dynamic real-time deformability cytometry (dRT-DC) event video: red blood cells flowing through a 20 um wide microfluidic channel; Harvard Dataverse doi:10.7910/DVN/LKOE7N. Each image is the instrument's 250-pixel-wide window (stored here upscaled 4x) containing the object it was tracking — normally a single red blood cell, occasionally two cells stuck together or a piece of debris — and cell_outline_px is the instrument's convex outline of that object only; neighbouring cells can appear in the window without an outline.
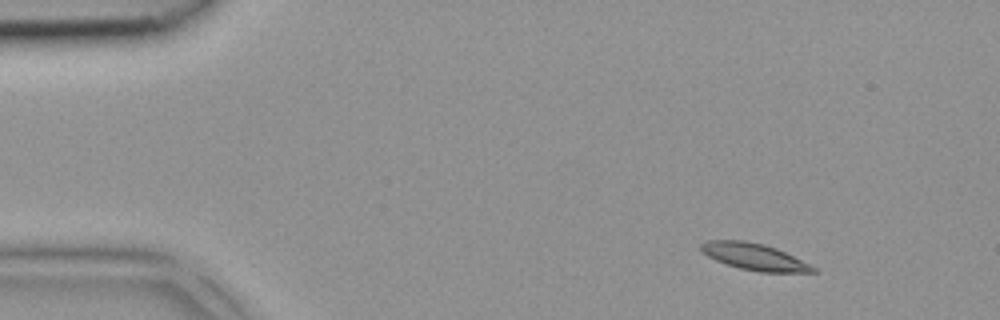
{"species": "common noctule bat (a hibernating species)", "species_latin": "Nyctalus noctula", "temperature_condition": "room temperature", "stored_images_in_passage": 3, "camera_frame_rate_fps": 3000, "um_per_image_px": 0.085, "animal": {"sex": "female", "body_mass_g": 18.4}, "frame": {"image": 1, "passage_image": 1, "time_ms": 0.0, "image_size_px": [1000, 320], "cell_outline_px": [[816, 272], [760, 272], [740, 268], [716, 260], [700, 252], [700, 244], [708, 240], [744, 240], [764, 244], [776, 248], [816, 268]], "centroid_in_image_um": [64.06, 21.81], "position_along_channel_um": 20.9, "area_um2": 17.17}}